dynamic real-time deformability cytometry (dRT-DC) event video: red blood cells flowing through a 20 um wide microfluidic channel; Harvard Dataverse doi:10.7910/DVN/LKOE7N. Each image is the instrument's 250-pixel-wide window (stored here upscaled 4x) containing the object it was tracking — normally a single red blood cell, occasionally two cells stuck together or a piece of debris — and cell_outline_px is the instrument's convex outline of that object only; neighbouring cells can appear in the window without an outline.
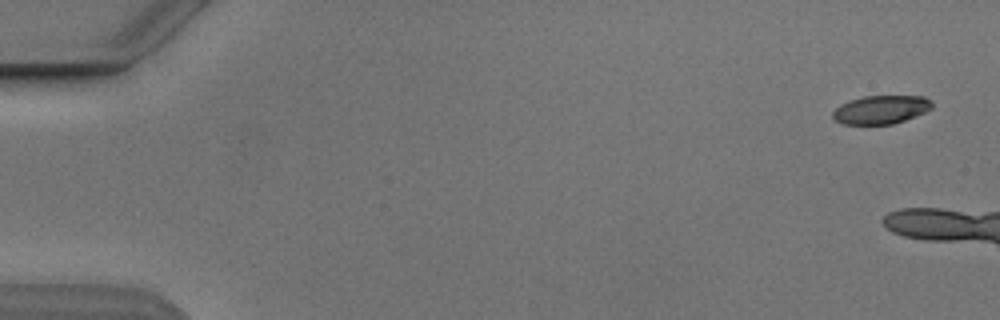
{"species": "Egyptian fruit bat (a non-hibernating species)", "species_latin": "Rousettus aegyptiacus", "temperature_condition": "cold", "stored_images_in_passage": 3, "camera_frame_rate_fps": 3000, "um_per_image_px": 0.085, "animal": {"sex": "male"}, "frame": {"image": 1, "passage_image": 1, "time_ms": 0.0, "image_size_px": [1000, 320], "cell_outline_px": [[932, 108], [924, 112], [904, 120], [892, 124], [844, 124], [836, 120], [832, 116], [832, 112], [840, 104], [864, 96], [924, 96], [932, 100]], "centroid_in_image_um": [74.89, 9.31], "position_along_channel_um": 10.1, "area_um2": 16.3}}